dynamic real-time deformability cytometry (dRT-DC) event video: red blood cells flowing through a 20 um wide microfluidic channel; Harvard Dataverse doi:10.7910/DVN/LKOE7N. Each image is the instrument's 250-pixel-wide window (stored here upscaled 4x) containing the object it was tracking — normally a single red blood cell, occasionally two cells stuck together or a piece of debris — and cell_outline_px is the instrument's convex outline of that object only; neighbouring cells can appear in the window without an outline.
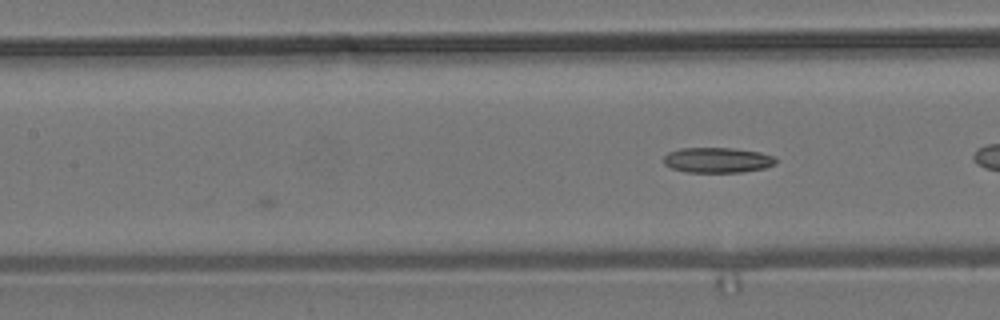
{"species": "common noctule bat (a hibernating species)", "species_latin": "Nyctalus noctula", "temperature_condition": "room temperature", "stored_images_in_passage": 8, "camera_frame_rate_fps": 3000, "um_per_image_px": 0.085, "animal": {"sex": "male", "body_mass_g": 19.2, "forearm_length_mm": 51.8}, "frame": {"image": 1, "passage_image": 8, "time_ms": 2.333, "image_size_px": [1000, 320], "cell_outline_px": [[776, 164], [764, 168], [740, 172], [688, 172], [672, 168], [664, 164], [664, 156], [668, 152], [680, 148], [732, 148], [760, 152], [776, 156]], "centroid_in_image_um": [61.0, 13.6], "position_along_channel_um": 146.4, "area_um2": 16.53}}